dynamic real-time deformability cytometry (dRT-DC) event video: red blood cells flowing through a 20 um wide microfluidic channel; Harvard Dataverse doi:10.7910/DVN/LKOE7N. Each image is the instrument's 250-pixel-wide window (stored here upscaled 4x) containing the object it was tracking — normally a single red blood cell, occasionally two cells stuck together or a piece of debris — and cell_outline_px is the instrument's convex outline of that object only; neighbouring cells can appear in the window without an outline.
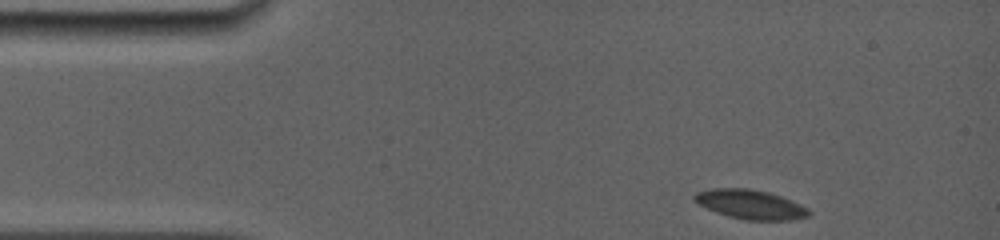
{"species": "common noctule bat (a hibernating species)", "species_latin": "Nyctalus noctula", "temperature_condition": "room temperature", "stored_images_in_passage": 69, "camera_frame_rate_fps": 5000, "um_per_image_px": 0.085, "animal": {"sex": "female", "body_mass_g": 19.0, "forearm_length_mm": 56.7}, "frame": {"image": 1, "passage_image": 1, "time_ms": 0.0, "image_size_px": [1000, 240], "cell_outline_px": [[812, 212], [808, 216], [792, 220], [748, 220], [728, 216], [716, 212], [700, 204], [692, 196], [696, 192], [712, 188], [748, 188], [768, 192], [792, 200], [808, 208]], "centroid_in_image_um": [63.82, 17.37], "position_along_channel_um": 21.2, "area_um2": 19.42}}
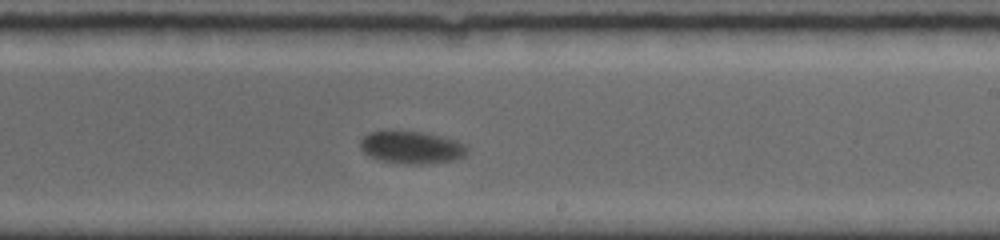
{"frame": {"image": 2, "passage_image": 41, "time_ms": 8.0, "image_size_px": [1000, 240], "cell_outline_px": [[468, 152], [464, 156], [452, 160], [420, 164], [404, 164], [380, 160], [368, 156], [360, 148], [360, 140], [368, 132], [396, 128], [424, 132], [444, 136], [456, 140], [464, 144], [468, 148]], "centroid_in_image_um": [34.94, 12.48], "position_along_channel_um": 254.1, "area_um2": 20.92}}
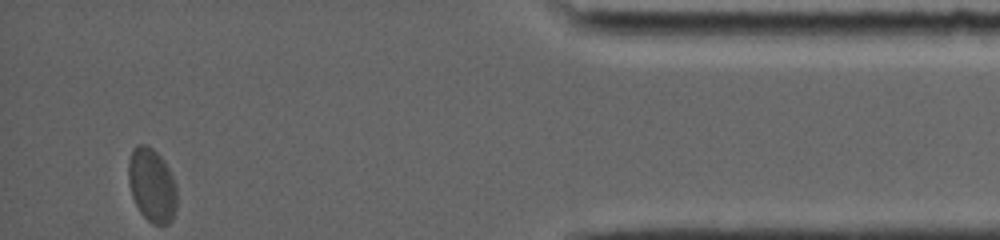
{"frame": {"image": 3, "passage_image": 69, "time_ms": 13.6, "image_size_px": [1000, 240], "cell_outline_px": [[176, 208], [172, 220], [168, 224], [152, 224], [140, 212], [132, 196], [128, 184], [128, 160], [132, 148], [136, 144], [144, 144], [152, 148], [164, 160], [176, 184]], "centroid_in_image_um": [12.89, 15.72], "position_along_channel_um": 422.3, "area_um2": 20.98}, "authors_computed_cell_mechanics": {"area_um2": 20.9236, "velocity_mm_per_s": 3.7779, "shape_relaxation_time_tau1_ms": 1.9799, "shape_relaxation_time_tau2_ms": null, "deformation_change_tau1": 0.0691, "deformation_change_tau2": null}}